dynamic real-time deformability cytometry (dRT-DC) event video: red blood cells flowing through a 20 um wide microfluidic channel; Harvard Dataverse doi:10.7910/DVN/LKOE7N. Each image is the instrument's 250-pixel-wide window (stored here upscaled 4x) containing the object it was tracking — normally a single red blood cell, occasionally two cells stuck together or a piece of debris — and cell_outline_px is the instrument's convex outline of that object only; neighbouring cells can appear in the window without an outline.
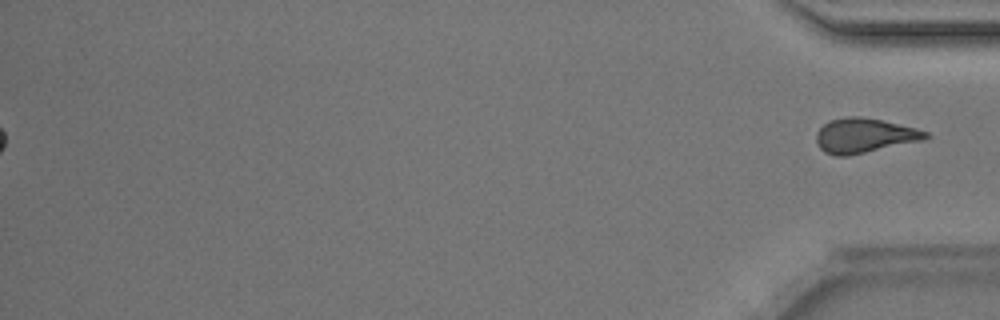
{"species": "Egyptian fruit bat (a non-hibernating species)", "species_latin": "Rousettus aegyptiacus", "temperature_condition": "room temperature", "stored_images_in_passage": 51, "segment_of_instrument_passage": [2, 2], "camera_frame_rate_fps": 3000, "um_per_image_px": 0.085, "animal": {"sex": "male"}, "frame": {"image": 1, "passage_image": 51, "time_ms": 16.667, "image_size_px": [1000, 320], "cell_outline_px": [[928, 136], [920, 140], [848, 156], [836, 156], [824, 152], [820, 148], [816, 140], [816, 132], [828, 120], [844, 116], [860, 116], [880, 120], [916, 128], [928, 132]], "centroid_in_image_um": [73.39, 11.51], "position_along_channel_um": 361.8, "area_um2": 21.79}}